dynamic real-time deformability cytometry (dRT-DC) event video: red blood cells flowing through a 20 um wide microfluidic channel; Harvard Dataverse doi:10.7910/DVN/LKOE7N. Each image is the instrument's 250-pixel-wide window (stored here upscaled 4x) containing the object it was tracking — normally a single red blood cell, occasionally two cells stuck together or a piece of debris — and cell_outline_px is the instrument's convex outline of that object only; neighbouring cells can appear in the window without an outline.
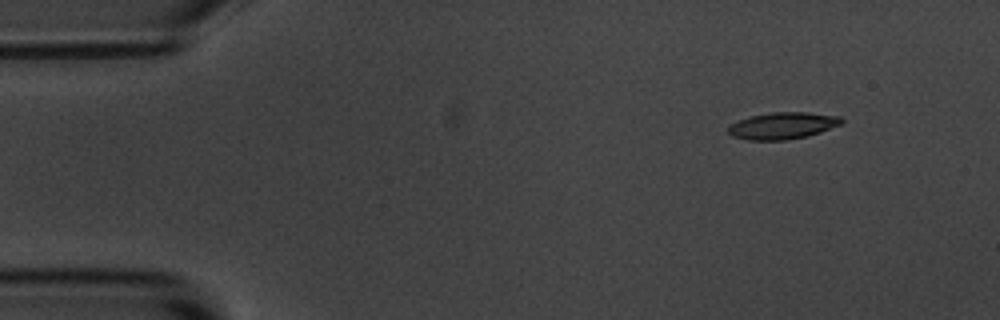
{"species": "common noctule bat (a hibernating species)", "species_latin": "Nyctalus noctula", "temperature_condition": "room temperature", "stored_images_in_passage": 5, "segment_of_instrument_passage": [1, 2], "camera_frame_rate_fps": 3000, "um_per_image_px": 0.085, "animal": {"sex": "male", "body_mass_g": 20.1, "forearm_length_mm": 53.5}, "frame": {"image": 1, "passage_image": 1, "time_ms": 0.0, "image_size_px": [1000, 320], "cell_outline_px": [[844, 124], [808, 136], [788, 140], [748, 140], [732, 136], [728, 132], [728, 128], [732, 124], [740, 120], [752, 116], [772, 112], [808, 112], [840, 116], [844, 120]], "centroid_in_image_um": [66.59, 10.68], "position_along_channel_um": 18.4, "area_um2": 17.74}}